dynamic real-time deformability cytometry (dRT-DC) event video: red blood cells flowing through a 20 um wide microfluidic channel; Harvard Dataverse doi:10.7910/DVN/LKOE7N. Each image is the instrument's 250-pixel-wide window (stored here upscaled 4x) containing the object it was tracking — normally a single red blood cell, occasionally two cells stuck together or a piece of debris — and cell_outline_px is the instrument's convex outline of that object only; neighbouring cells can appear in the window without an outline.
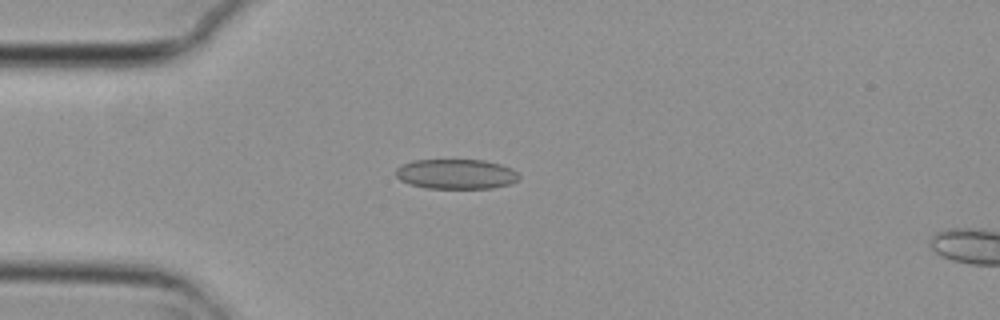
{"species": "common noctule bat (a hibernating species)", "species_latin": "Nyctalus noctula", "temperature_condition": "cold", "stored_images_in_passage": 6, "camera_frame_rate_fps": 3000, "um_per_image_px": 0.085, "animal": {"sex": "female", "body_mass_g": 29.2, "forearm_length_mm": 56.3}, "frame": {"image": 1, "passage_image": 5, "time_ms": 1.333, "image_size_px": [1000, 320], "cell_outline_px": [[520, 176], [512, 184], [492, 188], [424, 188], [408, 184], [400, 180], [396, 176], [396, 168], [412, 160], [484, 160], [500, 164], [512, 168]], "centroid_in_image_um": [38.76, 14.8], "position_along_channel_um": 46.2, "area_um2": 21.56}}